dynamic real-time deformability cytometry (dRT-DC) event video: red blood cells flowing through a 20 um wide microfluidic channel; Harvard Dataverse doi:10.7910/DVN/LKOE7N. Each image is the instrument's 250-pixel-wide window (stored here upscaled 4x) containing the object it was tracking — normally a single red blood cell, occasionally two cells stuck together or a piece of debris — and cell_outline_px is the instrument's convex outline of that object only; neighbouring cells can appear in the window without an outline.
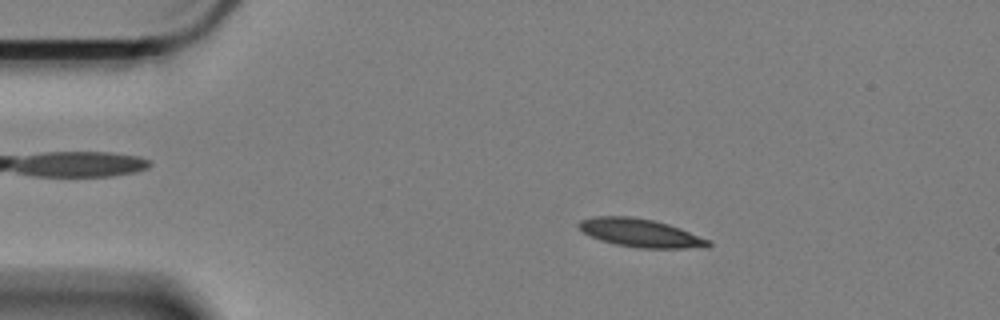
{"species": "Egyptian fruit bat (a non-hibernating species)", "species_latin": "Rousettus aegyptiacus", "temperature_condition": "cold", "stored_images_in_passage": 17, "camera_frame_rate_fps": 3000, "um_per_image_px": 0.085, "animal": {"sex": "female"}, "frame": {"image": 1, "passage_image": 10, "time_ms": 3.0, "image_size_px": [1000, 320], "cell_outline_px": [[712, 244], [708, 248], [636, 248], [616, 244], [600, 240], [584, 232], [576, 224], [580, 220], [592, 216], [628, 216], [652, 220], [668, 224], [680, 228], [712, 240]], "centroid_in_image_um": [54.48, 19.81], "position_along_channel_um": 30.5, "area_um2": 21.44}}